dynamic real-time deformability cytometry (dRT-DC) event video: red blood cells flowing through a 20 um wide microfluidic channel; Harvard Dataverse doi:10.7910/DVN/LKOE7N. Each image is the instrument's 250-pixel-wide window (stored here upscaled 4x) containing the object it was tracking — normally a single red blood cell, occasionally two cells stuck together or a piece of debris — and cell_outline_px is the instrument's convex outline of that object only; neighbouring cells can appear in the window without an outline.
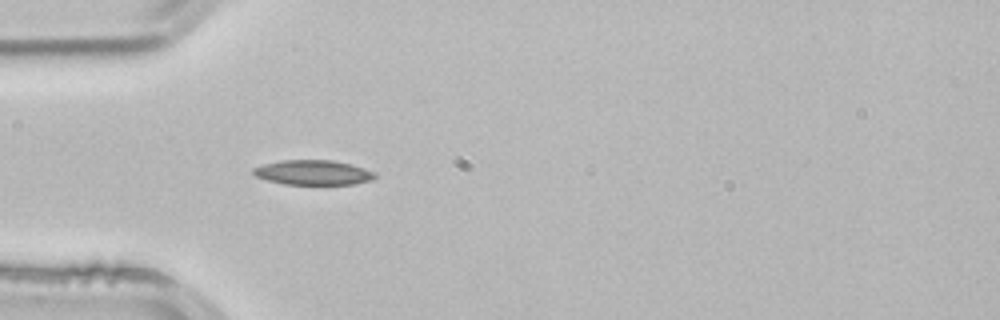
{"species": "common noctule bat (a hibernating species)", "species_latin": "Nyctalus noctula", "temperature_condition": "room temperature", "stored_images_in_passage": 2, "camera_frame_rate_fps": 3000, "um_per_image_px": 0.085, "animal": {"sex": "male", "body_mass_g": 21.5, "forearm_length_mm": 52.0}, "frame": {"image": 1, "passage_image": 2, "time_ms": 0.333, "image_size_px": [1000, 320], "cell_outline_px": [[376, 176], [372, 180], [356, 184], [284, 184], [268, 180], [256, 176], [252, 172], [252, 168], [264, 164], [280, 160], [332, 160], [352, 164], [376, 172]], "centroid_in_image_um": [26.64, 14.66], "position_along_channel_um": 58.4, "area_um2": 17.63}}